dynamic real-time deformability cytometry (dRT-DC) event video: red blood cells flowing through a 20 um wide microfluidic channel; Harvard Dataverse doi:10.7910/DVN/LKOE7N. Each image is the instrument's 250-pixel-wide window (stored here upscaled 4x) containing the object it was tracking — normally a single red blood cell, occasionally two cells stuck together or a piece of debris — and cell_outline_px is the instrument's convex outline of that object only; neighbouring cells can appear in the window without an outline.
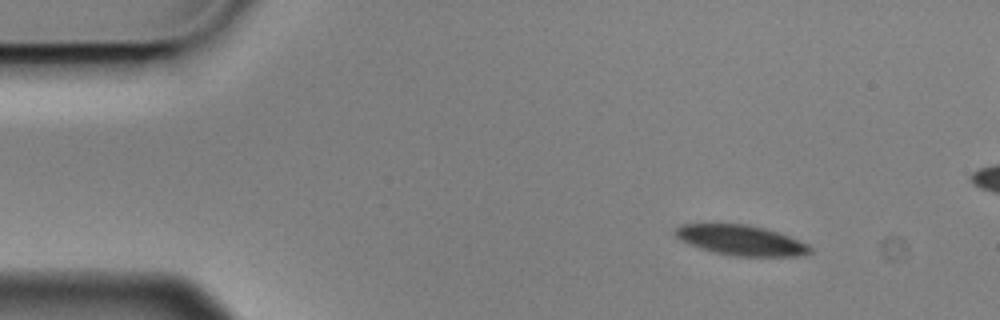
{"species": "Egyptian fruit bat (a non-hibernating species)", "species_latin": "Rousettus aegyptiacus", "temperature_condition": "cold", "stored_images_in_passage": 4, "camera_frame_rate_fps": 3000, "um_per_image_px": 0.085, "animal": {"sex": "male"}, "frame": {"image": 1, "passage_image": 1, "time_ms": 0.0, "image_size_px": [1000, 320], "cell_outline_px": [[812, 252], [804, 256], [732, 256], [712, 252], [688, 244], [680, 240], [672, 232], [680, 224], [748, 224], [764, 228], [788, 236], [808, 244], [812, 248]], "centroid_in_image_um": [62.97, 20.43], "position_along_channel_um": 22.0, "area_um2": 23.81}}